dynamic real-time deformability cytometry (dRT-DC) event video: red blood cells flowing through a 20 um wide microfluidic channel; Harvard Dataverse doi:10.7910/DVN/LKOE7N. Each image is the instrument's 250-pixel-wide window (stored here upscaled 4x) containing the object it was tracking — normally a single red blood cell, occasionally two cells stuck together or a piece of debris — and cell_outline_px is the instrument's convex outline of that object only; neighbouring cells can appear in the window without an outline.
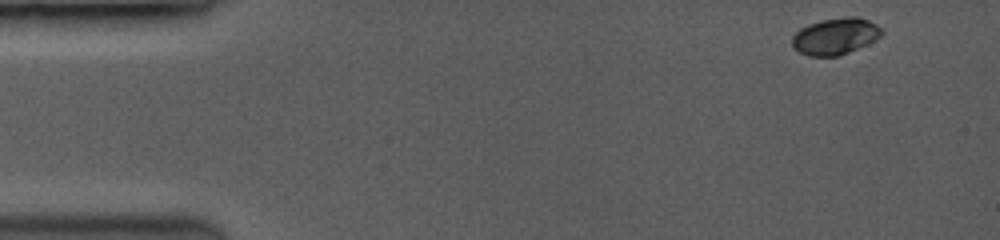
{"species": "common noctule bat (a hibernating species)", "species_latin": "Nyctalus noctula", "temperature_condition": "room temperature", "stored_images_in_passage": 4, "camera_frame_rate_fps": 3500, "um_per_image_px": 0.085, "animal": {"sex": "female", "body_mass_g": 19.0, "forearm_length_mm": 53.3}, "frame": {"image": 1, "passage_image": 1, "time_ms": 0.0, "image_size_px": [1000, 240], "cell_outline_px": [[880, 36], [848, 52], [836, 56], [812, 56], [800, 52], [792, 44], [792, 36], [800, 28], [824, 20], [852, 16], [856, 16], [868, 20], [880, 28]], "centroid_in_image_um": [70.96, 3.08], "position_along_channel_um": 14.0, "area_um2": 18.26}}
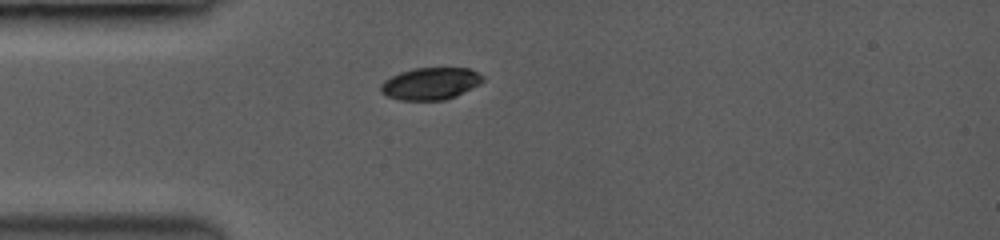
{"frame": {"image": 2, "passage_image": 4, "time_ms": 3.429, "image_size_px": [1000, 240], "cell_outline_px": [[484, 80], [444, 100], [400, 100], [388, 96], [380, 92], [380, 84], [384, 80], [400, 72], [416, 68], [468, 68], [484, 76]], "centroid_in_image_um": [36.51, 7.09], "position_along_channel_um": 48.5, "area_um2": 18.61}}